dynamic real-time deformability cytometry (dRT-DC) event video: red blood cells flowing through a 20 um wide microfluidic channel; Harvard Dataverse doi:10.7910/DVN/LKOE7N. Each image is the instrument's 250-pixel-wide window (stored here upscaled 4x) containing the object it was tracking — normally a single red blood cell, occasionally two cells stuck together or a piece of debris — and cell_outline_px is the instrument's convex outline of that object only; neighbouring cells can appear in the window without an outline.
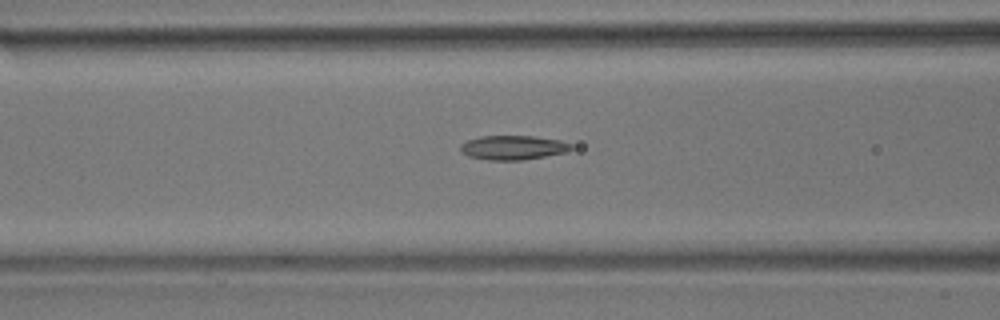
{"species": "common noctule bat (a hibernating species)", "species_latin": "Nyctalus noctula", "temperature_condition": "room temperature", "stored_images_in_passage": 42, "camera_frame_rate_fps": 3000, "um_per_image_px": 0.085, "animal": {"sex": "male", "body_mass_g": 17.9}, "frame": {"image": 1, "passage_image": 11, "time_ms": 3.333, "image_size_px": [1000, 320], "cell_outline_px": [[572, 148], [564, 152], [544, 156], [520, 160], [488, 160], [468, 156], [460, 152], [460, 144], [468, 140], [480, 136], [532, 136], [560, 140], [572, 144]], "centroid_in_image_um": [43.56, 12.54], "position_along_channel_um": 123.0, "area_um2": 15.55}}
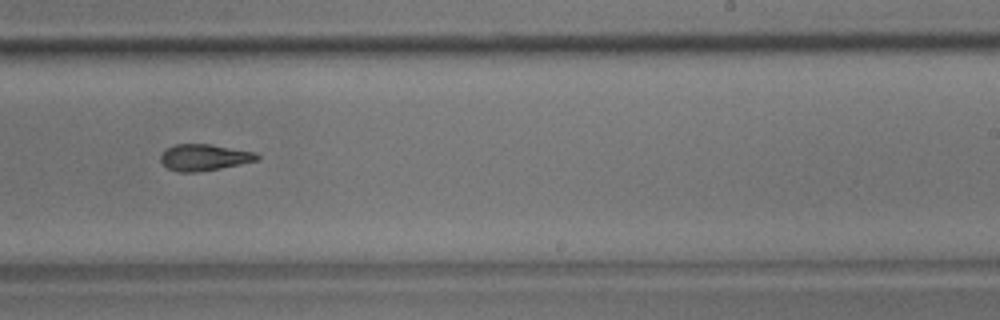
{"frame": {"image": 2, "passage_image": 23, "time_ms": 7.333, "image_size_px": [1000, 320], "cell_outline_px": [[260, 160], [220, 168], [196, 172], [176, 172], [168, 168], [160, 160], [160, 156], [168, 148], [176, 144], [208, 144], [256, 152], [260, 156]], "centroid_in_image_um": [17.38, 13.38], "position_along_channel_um": 271.6, "area_um2": 14.74}}
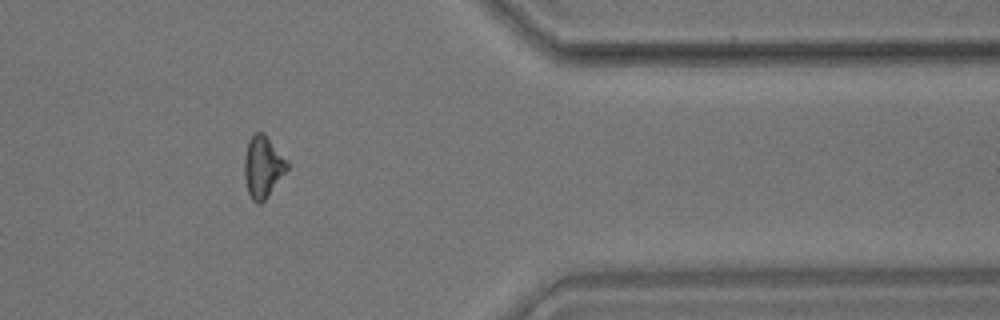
{"frame": {"image": 3, "passage_image": 34, "time_ms": 11.0, "image_size_px": [1000, 320], "cell_outline_px": [[288, 168], [268, 196], [260, 204], [256, 204], [252, 200], [248, 192], [244, 176], [244, 156], [248, 140], [256, 132], [264, 132], [288, 164]], "centroid_in_image_um": [22.3, 14.19], "position_along_channel_um": 389.1, "area_um2": 15.14}}